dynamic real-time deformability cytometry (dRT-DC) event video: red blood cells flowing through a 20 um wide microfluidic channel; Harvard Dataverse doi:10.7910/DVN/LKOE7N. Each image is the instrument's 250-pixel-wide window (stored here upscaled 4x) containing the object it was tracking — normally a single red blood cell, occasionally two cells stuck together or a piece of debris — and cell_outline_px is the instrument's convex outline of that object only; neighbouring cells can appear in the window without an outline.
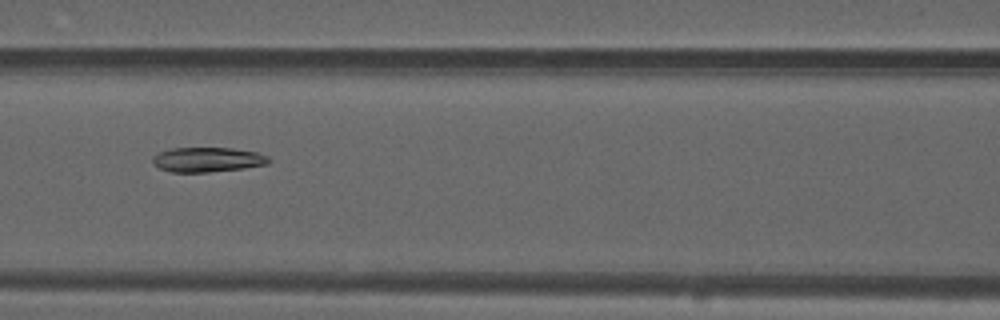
{"species": "common noctule bat (a hibernating species)", "species_latin": "Nyctalus noctula", "temperature_condition": "warm", "stored_images_in_passage": 54, "camera_frame_rate_fps": 3000, "um_per_image_px": 0.085, "animal": {"sex": "male", "forearm_length_mm": 52.5}, "frame": {"image": 1, "passage_image": 24, "time_ms": 7.667, "image_size_px": [1000, 320], "cell_outline_px": [[272, 160], [268, 164], [244, 168], [208, 172], [172, 172], [160, 168], [152, 164], [152, 156], [160, 152], [172, 148], [232, 148], [256, 152], [268, 156]], "centroid_in_image_um": [17.64, 13.57], "position_along_channel_um": 149.0, "area_um2": 16.76}}
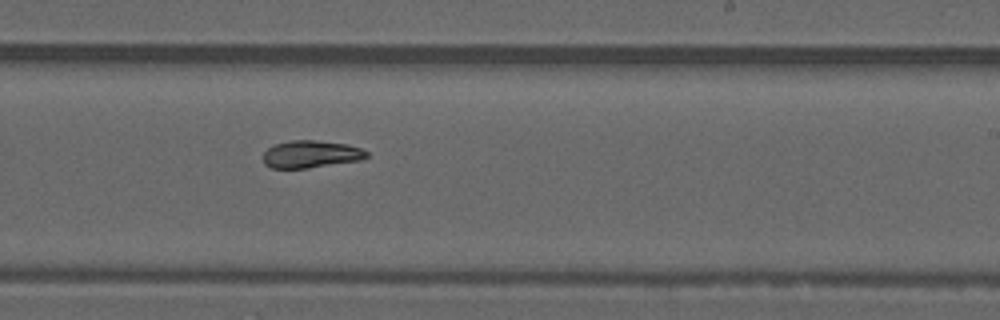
{"frame": {"image": 2, "passage_image": 33, "time_ms": 10.667, "image_size_px": [1000, 320], "cell_outline_px": [[368, 156], [360, 160], [308, 168], [272, 168], [264, 164], [264, 152], [272, 144], [292, 140], [316, 140], [348, 144], [360, 148], [368, 152]], "centroid_in_image_um": [26.41, 13.1], "position_along_channel_um": 262.6, "area_um2": 16.53}}
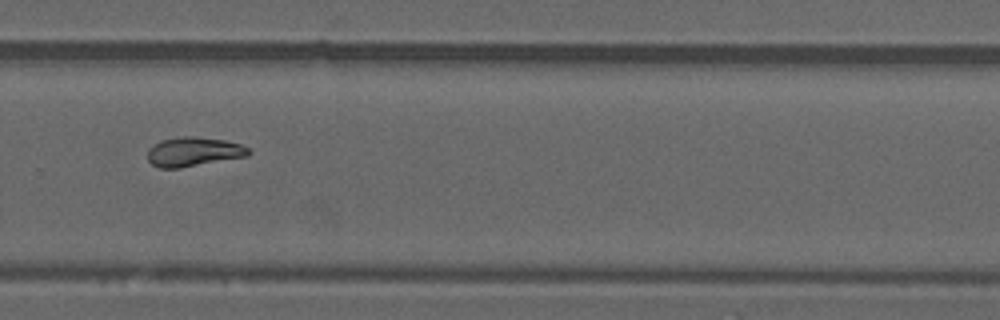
{"frame": {"image": 3, "passage_image": 37, "time_ms": 12.0, "image_size_px": [1000, 320], "cell_outline_px": [[252, 152], [248, 156], [180, 168], [160, 168], [152, 164], [148, 160], [148, 148], [160, 140], [184, 136], [192, 136], [224, 140], [240, 144], [248, 148]], "centroid_in_image_um": [16.45, 12.9], "position_along_channel_um": 313.4, "area_um2": 17.22}, "authors_computed_cell_mechanics": {"area_um2": 17.3111, "velocity_mm_per_s": 3.8072, "shape_relaxation_time_tau1_ms": null, "shape_relaxation_time_tau2_ms": 8.0609, "deformation_change_tau1": null, "deformation_change_tau2": 0.1118}}